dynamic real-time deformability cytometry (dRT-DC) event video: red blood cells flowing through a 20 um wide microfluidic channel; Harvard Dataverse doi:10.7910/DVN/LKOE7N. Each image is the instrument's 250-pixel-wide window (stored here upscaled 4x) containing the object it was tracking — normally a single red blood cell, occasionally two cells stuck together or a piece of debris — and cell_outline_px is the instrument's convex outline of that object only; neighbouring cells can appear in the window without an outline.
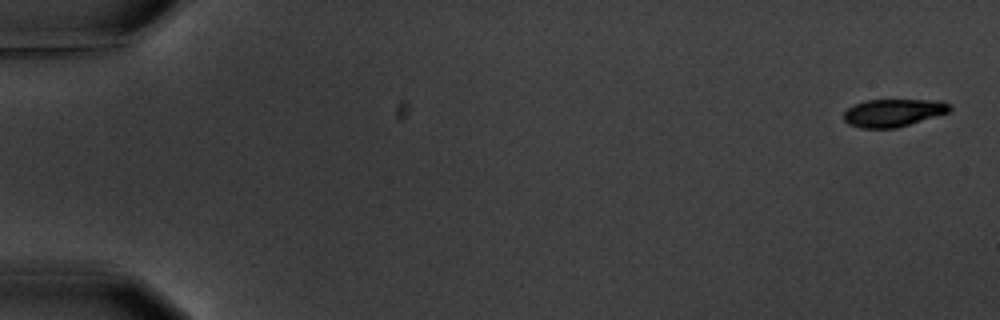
{"species": "common noctule bat (a hibernating species)", "species_latin": "Nyctalus noctula", "temperature_condition": "warm", "stored_images_in_passage": 4, "camera_frame_rate_fps": 3000, "um_per_image_px": 0.085, "animal": {"sex": "male", "body_mass_g": 20.1, "forearm_length_mm": 53.5}, "frame": {"image": 1, "passage_image": 1, "time_ms": 0.0, "image_size_px": [1000, 320], "cell_outline_px": [[952, 108], [948, 112], [896, 128], [860, 128], [848, 124], [844, 120], [844, 112], [848, 108], [864, 100], [944, 100]], "centroid_in_image_um": [75.91, 9.58], "position_along_channel_um": 9.1, "area_um2": 16.99}}